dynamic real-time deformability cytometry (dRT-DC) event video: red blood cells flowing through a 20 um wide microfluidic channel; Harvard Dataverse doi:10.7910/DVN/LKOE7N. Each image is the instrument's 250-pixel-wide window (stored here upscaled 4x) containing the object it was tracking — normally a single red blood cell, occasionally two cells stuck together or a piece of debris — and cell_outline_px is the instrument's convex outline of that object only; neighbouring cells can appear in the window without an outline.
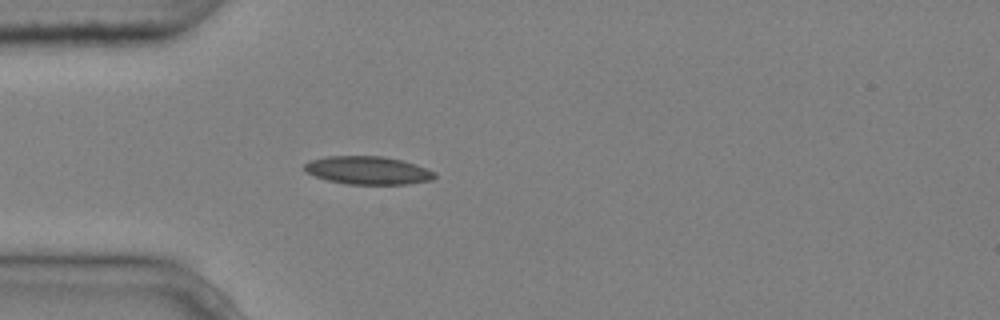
{"species": "common noctule bat (a hibernating species)", "species_latin": "Nyctalus noctula", "temperature_condition": "cold", "stored_images_in_passage": 2, "camera_frame_rate_fps": 3000, "um_per_image_px": 0.085, "animal": {"sex": "male", "body_mass_g": 20.4}, "frame": {"image": 1, "passage_image": 2, "time_ms": 0.333, "image_size_px": [1000, 320], "cell_outline_px": [[436, 176], [432, 180], [408, 184], [348, 184], [328, 180], [304, 172], [304, 164], [312, 160], [328, 156], [380, 156], [404, 160], [428, 168], [436, 172]], "centroid_in_image_um": [31.31, 14.48], "position_along_channel_um": 53.7, "area_um2": 21.39}}